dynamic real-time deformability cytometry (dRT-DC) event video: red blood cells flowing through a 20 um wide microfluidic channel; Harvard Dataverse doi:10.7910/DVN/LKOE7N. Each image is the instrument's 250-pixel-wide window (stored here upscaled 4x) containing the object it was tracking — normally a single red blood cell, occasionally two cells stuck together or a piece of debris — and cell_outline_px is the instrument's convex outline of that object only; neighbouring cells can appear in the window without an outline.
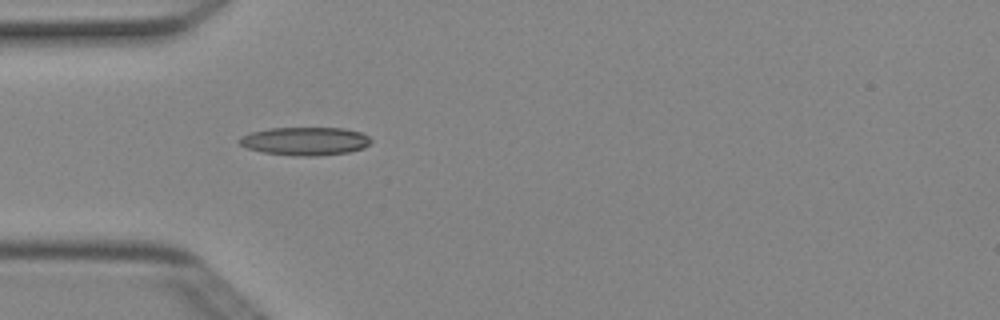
{"species": "Egyptian fruit bat (a non-hibernating species)", "species_latin": "Rousettus aegyptiacus", "temperature_condition": "cold", "stored_images_in_passage": 2, "camera_frame_rate_fps": 3000, "um_per_image_px": 0.085, "animal": {"sex": "female"}, "frame": {"image": 1, "passage_image": 2, "time_ms": 0.333, "image_size_px": [1000, 320], "cell_outline_px": [[372, 140], [364, 148], [348, 152], [316, 156], [292, 156], [264, 152], [248, 148], [240, 144], [236, 140], [252, 132], [268, 128], [344, 128], [360, 132], [368, 136]], "centroid_in_image_um": [25.95, 12.0], "position_along_channel_um": 59.1, "area_um2": 21.56}}